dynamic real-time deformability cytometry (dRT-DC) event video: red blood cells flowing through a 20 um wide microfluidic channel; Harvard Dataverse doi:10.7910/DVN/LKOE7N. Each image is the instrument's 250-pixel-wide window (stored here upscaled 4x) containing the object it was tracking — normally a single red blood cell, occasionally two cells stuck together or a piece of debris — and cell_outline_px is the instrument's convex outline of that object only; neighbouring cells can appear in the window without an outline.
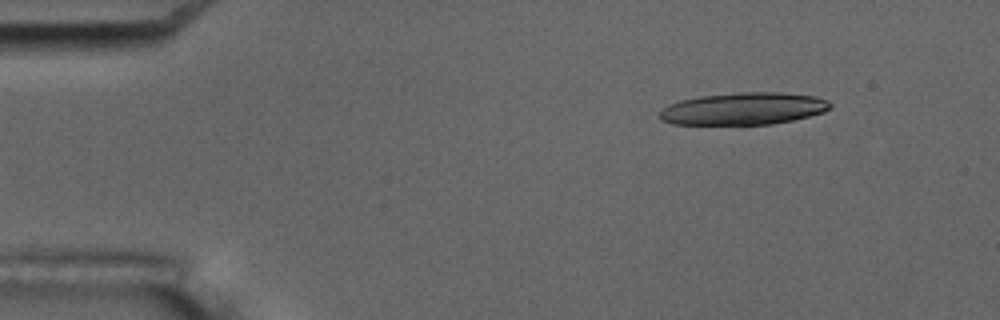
{"species": "common noctule bat (a hibernating species)", "species_latin": "Nyctalus noctula", "temperature_condition": "room temperature", "stored_images_in_passage": 6, "camera_frame_rate_fps": 3000, "um_per_image_px": 0.085, "animal": {"sex": "male", "body_mass_g": 17.5, "forearm_length_mm": 52.3}, "frame": {"image": 1, "passage_image": 2, "time_ms": 1.333, "image_size_px": [1000, 320], "cell_outline_px": [[832, 108], [824, 112], [792, 120], [772, 124], [672, 124], [660, 120], [660, 112], [668, 104], [680, 100], [700, 96], [736, 92], [780, 92], [816, 96], [828, 100], [832, 104]], "centroid_in_image_um": [63.22, 9.23], "position_along_channel_um": 21.8, "area_um2": 32.14}}